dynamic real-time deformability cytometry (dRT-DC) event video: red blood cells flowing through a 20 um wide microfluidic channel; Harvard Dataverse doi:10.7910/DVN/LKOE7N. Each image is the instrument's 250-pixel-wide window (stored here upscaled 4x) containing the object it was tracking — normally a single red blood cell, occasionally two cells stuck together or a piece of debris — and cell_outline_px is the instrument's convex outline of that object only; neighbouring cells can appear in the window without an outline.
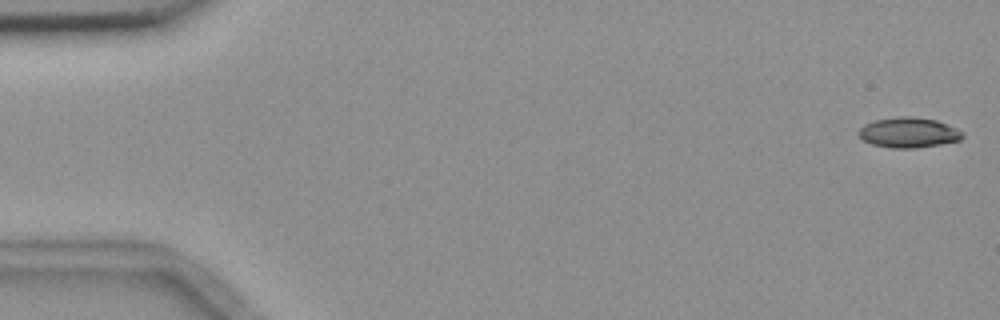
{"species": "common noctule bat (a hibernating species)", "species_latin": "Nyctalus noctula", "temperature_condition": "room temperature", "stored_images_in_passage": 5, "camera_frame_rate_fps": 3000, "um_per_image_px": 0.085, "animal": {"sex": "female", "body_mass_g": 18.4}, "frame": {"image": 1, "passage_image": 1, "time_ms": 0.0, "image_size_px": [1000, 320], "cell_outline_px": [[964, 136], [960, 140], [940, 144], [916, 148], [892, 148], [872, 144], [864, 140], [856, 132], [864, 124], [876, 120], [900, 116], [912, 116], [936, 120], [956, 128], [964, 132]], "centroid_in_image_um": [77.23, 11.26], "position_along_channel_um": 7.8, "area_um2": 18.26}}
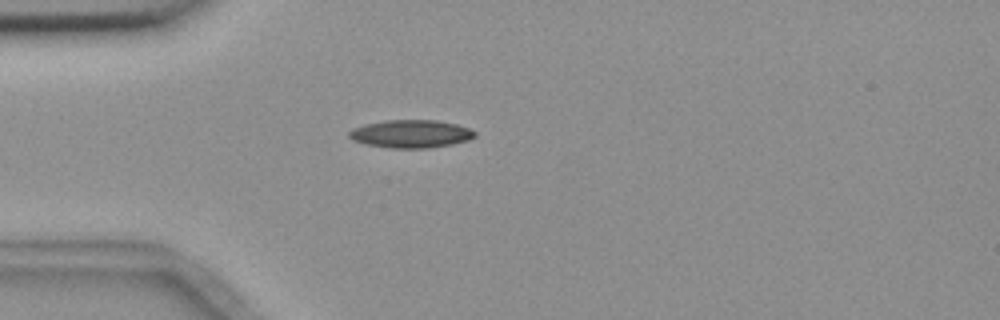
{"frame": {"image": 2, "passage_image": 5, "time_ms": 4.667, "image_size_px": [1000, 320], "cell_outline_px": [[476, 136], [468, 140], [452, 144], [428, 148], [392, 148], [368, 144], [352, 140], [348, 136], [348, 132], [352, 128], [364, 124], [384, 120], [436, 120], [456, 124], [468, 128], [476, 132]], "centroid_in_image_um": [34.91, 11.37], "position_along_channel_um": 50.1, "area_um2": 20.46}}